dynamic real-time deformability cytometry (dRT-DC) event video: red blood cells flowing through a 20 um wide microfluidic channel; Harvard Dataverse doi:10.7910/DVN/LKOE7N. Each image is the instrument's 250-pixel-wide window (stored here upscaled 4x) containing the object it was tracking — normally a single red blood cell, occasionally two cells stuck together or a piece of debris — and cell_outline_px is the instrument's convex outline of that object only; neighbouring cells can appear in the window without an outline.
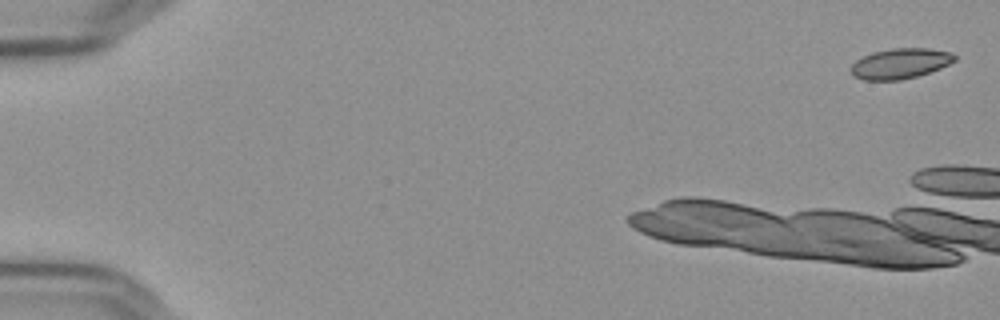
{"species": "Egyptian fruit bat (a non-hibernating species)", "species_latin": "Rousettus aegyptiacus", "temperature_condition": "cold", "stored_images_in_passage": 10, "camera_frame_rate_fps": 3000, "um_per_image_px": 0.085, "frame": {"image": 1, "passage_image": 1, "time_ms": 0.0, "image_size_px": [1000, 320], "cell_outline_px": [[956, 60], [940, 68], [916, 76], [900, 80], [864, 80], [852, 76], [848, 68], [856, 60], [872, 52], [892, 48], [928, 48], [952, 52], [956, 56]], "centroid_in_image_um": [76.48, 5.4], "position_along_channel_um": 8.5, "area_um2": 18.44}}
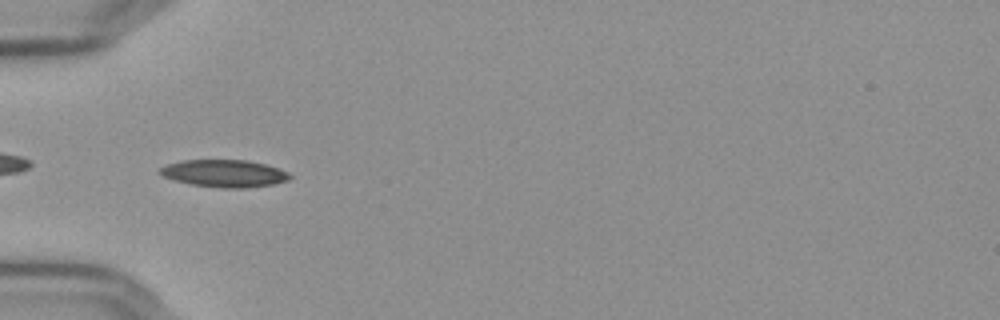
{"frame": {"image": 2, "passage_image": 7, "time_ms": 2.0, "image_size_px": [1000, 320], "cell_outline_px": [[292, 176], [288, 180], [272, 184], [248, 188], [220, 188], [192, 184], [172, 180], [156, 172], [160, 168], [168, 164], [184, 160], [248, 160], [280, 168], [288, 172]], "centroid_in_image_um": [19.07, 14.74], "position_along_channel_um": 65.9, "area_um2": 20.75}}
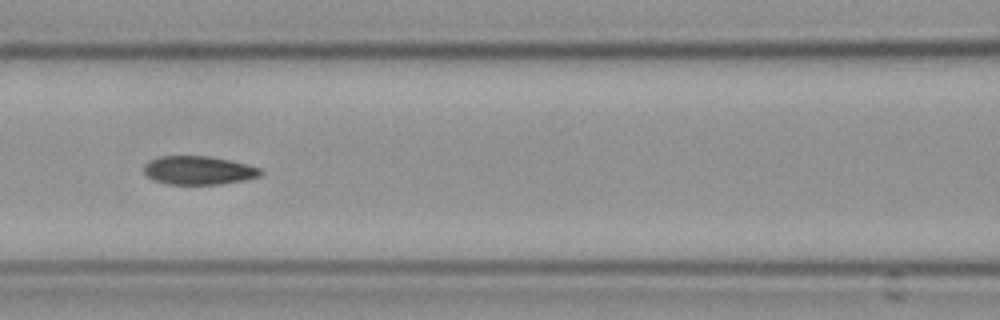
{"frame": {"image": 3, "passage_image": 9, "time_ms": 2.667, "image_size_px": [1000, 320], "cell_outline_px": [[264, 172], [260, 176], [244, 180], [220, 184], [168, 184], [152, 180], [144, 172], [144, 164], [148, 160], [160, 156], [208, 156], [228, 160], [260, 168]], "centroid_in_image_um": [16.84, 14.48], "position_along_channel_um": 149.8, "area_um2": 19.36}}